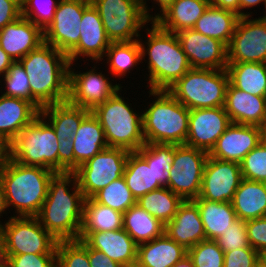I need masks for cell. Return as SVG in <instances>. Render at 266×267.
Listing matches in <instances>:
<instances>
[{
	"instance_id": "cell-38",
	"label": "cell",
	"mask_w": 266,
	"mask_h": 267,
	"mask_svg": "<svg viewBox=\"0 0 266 267\" xmlns=\"http://www.w3.org/2000/svg\"><path fill=\"white\" fill-rule=\"evenodd\" d=\"M183 201L169 188L162 187L141 196L137 200V204L166 225L177 213L178 207Z\"/></svg>"
},
{
	"instance_id": "cell-43",
	"label": "cell",
	"mask_w": 266,
	"mask_h": 267,
	"mask_svg": "<svg viewBox=\"0 0 266 267\" xmlns=\"http://www.w3.org/2000/svg\"><path fill=\"white\" fill-rule=\"evenodd\" d=\"M3 81L2 86L5 88L0 90L1 94L30 101V81L26 71L18 61L0 79V83Z\"/></svg>"
},
{
	"instance_id": "cell-3",
	"label": "cell",
	"mask_w": 266,
	"mask_h": 267,
	"mask_svg": "<svg viewBox=\"0 0 266 267\" xmlns=\"http://www.w3.org/2000/svg\"><path fill=\"white\" fill-rule=\"evenodd\" d=\"M151 24V28L147 26L144 29L146 37L140 35L138 39L142 61L147 63L146 88L168 90L191 69V66L176 33L163 30L155 22ZM143 37L147 39L143 41Z\"/></svg>"
},
{
	"instance_id": "cell-2",
	"label": "cell",
	"mask_w": 266,
	"mask_h": 267,
	"mask_svg": "<svg viewBox=\"0 0 266 267\" xmlns=\"http://www.w3.org/2000/svg\"><path fill=\"white\" fill-rule=\"evenodd\" d=\"M30 81V101L43 107L67 101L68 56L43 42L18 61Z\"/></svg>"
},
{
	"instance_id": "cell-21",
	"label": "cell",
	"mask_w": 266,
	"mask_h": 267,
	"mask_svg": "<svg viewBox=\"0 0 266 267\" xmlns=\"http://www.w3.org/2000/svg\"><path fill=\"white\" fill-rule=\"evenodd\" d=\"M264 139V129L231 123L208 153L209 157L240 163Z\"/></svg>"
},
{
	"instance_id": "cell-34",
	"label": "cell",
	"mask_w": 266,
	"mask_h": 267,
	"mask_svg": "<svg viewBox=\"0 0 266 267\" xmlns=\"http://www.w3.org/2000/svg\"><path fill=\"white\" fill-rule=\"evenodd\" d=\"M229 83L255 96L266 97V63H228Z\"/></svg>"
},
{
	"instance_id": "cell-50",
	"label": "cell",
	"mask_w": 266,
	"mask_h": 267,
	"mask_svg": "<svg viewBox=\"0 0 266 267\" xmlns=\"http://www.w3.org/2000/svg\"><path fill=\"white\" fill-rule=\"evenodd\" d=\"M21 16V6L15 1L0 0V31Z\"/></svg>"
},
{
	"instance_id": "cell-52",
	"label": "cell",
	"mask_w": 266,
	"mask_h": 267,
	"mask_svg": "<svg viewBox=\"0 0 266 267\" xmlns=\"http://www.w3.org/2000/svg\"><path fill=\"white\" fill-rule=\"evenodd\" d=\"M88 258L90 267H124L116 261L110 259L102 251L88 246Z\"/></svg>"
},
{
	"instance_id": "cell-20",
	"label": "cell",
	"mask_w": 266,
	"mask_h": 267,
	"mask_svg": "<svg viewBox=\"0 0 266 267\" xmlns=\"http://www.w3.org/2000/svg\"><path fill=\"white\" fill-rule=\"evenodd\" d=\"M110 44L100 14L90 4L83 12L78 45L67 55L69 62L75 63L82 59L86 63L91 60L92 63L97 62L99 66ZM84 58H87L86 61Z\"/></svg>"
},
{
	"instance_id": "cell-28",
	"label": "cell",
	"mask_w": 266,
	"mask_h": 267,
	"mask_svg": "<svg viewBox=\"0 0 266 267\" xmlns=\"http://www.w3.org/2000/svg\"><path fill=\"white\" fill-rule=\"evenodd\" d=\"M72 141L74 145V171L108 147L104 130L92 112L82 120Z\"/></svg>"
},
{
	"instance_id": "cell-51",
	"label": "cell",
	"mask_w": 266,
	"mask_h": 267,
	"mask_svg": "<svg viewBox=\"0 0 266 267\" xmlns=\"http://www.w3.org/2000/svg\"><path fill=\"white\" fill-rule=\"evenodd\" d=\"M147 1H150V0H142L143 2V9H144V14L146 16V19L152 23V22H155L159 17H161L165 11H167L171 6L172 4L176 1V0H153V6L151 8H149V4H147ZM156 4V5H154ZM158 5V6H157ZM154 6H157L158 8L156 9L158 12H155L154 15H153V7ZM151 10V12H150ZM152 13V14H150Z\"/></svg>"
},
{
	"instance_id": "cell-61",
	"label": "cell",
	"mask_w": 266,
	"mask_h": 267,
	"mask_svg": "<svg viewBox=\"0 0 266 267\" xmlns=\"http://www.w3.org/2000/svg\"><path fill=\"white\" fill-rule=\"evenodd\" d=\"M265 10V11H264ZM263 12L265 13L264 15L260 16L259 18L266 23V2H265V5H264V9H263Z\"/></svg>"
},
{
	"instance_id": "cell-25",
	"label": "cell",
	"mask_w": 266,
	"mask_h": 267,
	"mask_svg": "<svg viewBox=\"0 0 266 267\" xmlns=\"http://www.w3.org/2000/svg\"><path fill=\"white\" fill-rule=\"evenodd\" d=\"M231 123L266 126V97L255 96L241 91L230 83L224 105Z\"/></svg>"
},
{
	"instance_id": "cell-5",
	"label": "cell",
	"mask_w": 266,
	"mask_h": 267,
	"mask_svg": "<svg viewBox=\"0 0 266 267\" xmlns=\"http://www.w3.org/2000/svg\"><path fill=\"white\" fill-rule=\"evenodd\" d=\"M152 102L142 111L145 143L184 145L190 110L167 90H149ZM149 103V104H148Z\"/></svg>"
},
{
	"instance_id": "cell-45",
	"label": "cell",
	"mask_w": 266,
	"mask_h": 267,
	"mask_svg": "<svg viewBox=\"0 0 266 267\" xmlns=\"http://www.w3.org/2000/svg\"><path fill=\"white\" fill-rule=\"evenodd\" d=\"M215 241L224 252L240 248H252L248 242L245 221L241 219L234 221L229 229L224 231L223 235Z\"/></svg>"
},
{
	"instance_id": "cell-30",
	"label": "cell",
	"mask_w": 266,
	"mask_h": 267,
	"mask_svg": "<svg viewBox=\"0 0 266 267\" xmlns=\"http://www.w3.org/2000/svg\"><path fill=\"white\" fill-rule=\"evenodd\" d=\"M90 112L64 101L43 107L40 115L53 127L58 140H68L73 138L82 120Z\"/></svg>"
},
{
	"instance_id": "cell-9",
	"label": "cell",
	"mask_w": 266,
	"mask_h": 267,
	"mask_svg": "<svg viewBox=\"0 0 266 267\" xmlns=\"http://www.w3.org/2000/svg\"><path fill=\"white\" fill-rule=\"evenodd\" d=\"M58 148L55 130L39 115L9 144V158L58 172Z\"/></svg>"
},
{
	"instance_id": "cell-58",
	"label": "cell",
	"mask_w": 266,
	"mask_h": 267,
	"mask_svg": "<svg viewBox=\"0 0 266 267\" xmlns=\"http://www.w3.org/2000/svg\"><path fill=\"white\" fill-rule=\"evenodd\" d=\"M172 267H195L192 259L186 255L182 260L175 263Z\"/></svg>"
},
{
	"instance_id": "cell-10",
	"label": "cell",
	"mask_w": 266,
	"mask_h": 267,
	"mask_svg": "<svg viewBox=\"0 0 266 267\" xmlns=\"http://www.w3.org/2000/svg\"><path fill=\"white\" fill-rule=\"evenodd\" d=\"M100 14L111 42L138 40L140 32L150 24L144 14L142 0H90ZM142 29V30H141Z\"/></svg>"
},
{
	"instance_id": "cell-18",
	"label": "cell",
	"mask_w": 266,
	"mask_h": 267,
	"mask_svg": "<svg viewBox=\"0 0 266 267\" xmlns=\"http://www.w3.org/2000/svg\"><path fill=\"white\" fill-rule=\"evenodd\" d=\"M230 124L224 107L192 109L185 145L209 153Z\"/></svg>"
},
{
	"instance_id": "cell-40",
	"label": "cell",
	"mask_w": 266,
	"mask_h": 267,
	"mask_svg": "<svg viewBox=\"0 0 266 267\" xmlns=\"http://www.w3.org/2000/svg\"><path fill=\"white\" fill-rule=\"evenodd\" d=\"M56 267H90L88 245L80 239L58 241Z\"/></svg>"
},
{
	"instance_id": "cell-24",
	"label": "cell",
	"mask_w": 266,
	"mask_h": 267,
	"mask_svg": "<svg viewBox=\"0 0 266 267\" xmlns=\"http://www.w3.org/2000/svg\"><path fill=\"white\" fill-rule=\"evenodd\" d=\"M165 233L187 250L207 240L199 208L193 200H184L179 205L177 213L165 225Z\"/></svg>"
},
{
	"instance_id": "cell-53",
	"label": "cell",
	"mask_w": 266,
	"mask_h": 267,
	"mask_svg": "<svg viewBox=\"0 0 266 267\" xmlns=\"http://www.w3.org/2000/svg\"><path fill=\"white\" fill-rule=\"evenodd\" d=\"M265 2L266 0H239V17H251L252 12H248L247 10H252L251 8H255L256 6L258 7V5L260 6V4L261 6L263 4L264 7Z\"/></svg>"
},
{
	"instance_id": "cell-57",
	"label": "cell",
	"mask_w": 266,
	"mask_h": 267,
	"mask_svg": "<svg viewBox=\"0 0 266 267\" xmlns=\"http://www.w3.org/2000/svg\"><path fill=\"white\" fill-rule=\"evenodd\" d=\"M8 210L6 199H5V193L3 186L0 182V219L4 216L3 214H6L8 216V213L6 212ZM2 220V221H1ZM0 220V225L3 223V219Z\"/></svg>"
},
{
	"instance_id": "cell-14",
	"label": "cell",
	"mask_w": 266,
	"mask_h": 267,
	"mask_svg": "<svg viewBox=\"0 0 266 267\" xmlns=\"http://www.w3.org/2000/svg\"><path fill=\"white\" fill-rule=\"evenodd\" d=\"M208 152L187 145L175 146V157L168 172V186L183 200L199 197Z\"/></svg>"
},
{
	"instance_id": "cell-56",
	"label": "cell",
	"mask_w": 266,
	"mask_h": 267,
	"mask_svg": "<svg viewBox=\"0 0 266 267\" xmlns=\"http://www.w3.org/2000/svg\"><path fill=\"white\" fill-rule=\"evenodd\" d=\"M8 158H9V144L0 141V178Z\"/></svg>"
},
{
	"instance_id": "cell-47",
	"label": "cell",
	"mask_w": 266,
	"mask_h": 267,
	"mask_svg": "<svg viewBox=\"0 0 266 267\" xmlns=\"http://www.w3.org/2000/svg\"><path fill=\"white\" fill-rule=\"evenodd\" d=\"M223 267H259V253L254 248L224 252Z\"/></svg>"
},
{
	"instance_id": "cell-31",
	"label": "cell",
	"mask_w": 266,
	"mask_h": 267,
	"mask_svg": "<svg viewBox=\"0 0 266 267\" xmlns=\"http://www.w3.org/2000/svg\"><path fill=\"white\" fill-rule=\"evenodd\" d=\"M231 203L237 219L246 221L266 216V183L242 179Z\"/></svg>"
},
{
	"instance_id": "cell-22",
	"label": "cell",
	"mask_w": 266,
	"mask_h": 267,
	"mask_svg": "<svg viewBox=\"0 0 266 267\" xmlns=\"http://www.w3.org/2000/svg\"><path fill=\"white\" fill-rule=\"evenodd\" d=\"M79 239L90 248L102 251L124 267H133L136 264L138 244L123 228L111 231L80 232Z\"/></svg>"
},
{
	"instance_id": "cell-17",
	"label": "cell",
	"mask_w": 266,
	"mask_h": 267,
	"mask_svg": "<svg viewBox=\"0 0 266 267\" xmlns=\"http://www.w3.org/2000/svg\"><path fill=\"white\" fill-rule=\"evenodd\" d=\"M242 179L240 163L208 156L198 198L215 202H232Z\"/></svg>"
},
{
	"instance_id": "cell-37",
	"label": "cell",
	"mask_w": 266,
	"mask_h": 267,
	"mask_svg": "<svg viewBox=\"0 0 266 267\" xmlns=\"http://www.w3.org/2000/svg\"><path fill=\"white\" fill-rule=\"evenodd\" d=\"M123 228V213L97 203L93 198L84 201L81 232L111 231Z\"/></svg>"
},
{
	"instance_id": "cell-16",
	"label": "cell",
	"mask_w": 266,
	"mask_h": 267,
	"mask_svg": "<svg viewBox=\"0 0 266 267\" xmlns=\"http://www.w3.org/2000/svg\"><path fill=\"white\" fill-rule=\"evenodd\" d=\"M240 17L227 46L228 63H266V23L259 17Z\"/></svg>"
},
{
	"instance_id": "cell-54",
	"label": "cell",
	"mask_w": 266,
	"mask_h": 267,
	"mask_svg": "<svg viewBox=\"0 0 266 267\" xmlns=\"http://www.w3.org/2000/svg\"><path fill=\"white\" fill-rule=\"evenodd\" d=\"M211 4L217 8L235 12L239 16V0H211Z\"/></svg>"
},
{
	"instance_id": "cell-41",
	"label": "cell",
	"mask_w": 266,
	"mask_h": 267,
	"mask_svg": "<svg viewBox=\"0 0 266 267\" xmlns=\"http://www.w3.org/2000/svg\"><path fill=\"white\" fill-rule=\"evenodd\" d=\"M242 178L266 183V139L264 138L240 162Z\"/></svg>"
},
{
	"instance_id": "cell-55",
	"label": "cell",
	"mask_w": 266,
	"mask_h": 267,
	"mask_svg": "<svg viewBox=\"0 0 266 267\" xmlns=\"http://www.w3.org/2000/svg\"><path fill=\"white\" fill-rule=\"evenodd\" d=\"M15 61L0 47V78L5 76Z\"/></svg>"
},
{
	"instance_id": "cell-12",
	"label": "cell",
	"mask_w": 266,
	"mask_h": 267,
	"mask_svg": "<svg viewBox=\"0 0 266 267\" xmlns=\"http://www.w3.org/2000/svg\"><path fill=\"white\" fill-rule=\"evenodd\" d=\"M92 69L76 71L79 63H70L68 72V96L67 101L75 106L92 111L96 106L104 103L109 97H112L119 89L123 88L122 84L112 83L108 74L99 70L93 62ZM75 66V67H72ZM97 66V67H96ZM99 70V72H98ZM103 73V74H102ZM111 79V81H110Z\"/></svg>"
},
{
	"instance_id": "cell-59",
	"label": "cell",
	"mask_w": 266,
	"mask_h": 267,
	"mask_svg": "<svg viewBox=\"0 0 266 267\" xmlns=\"http://www.w3.org/2000/svg\"><path fill=\"white\" fill-rule=\"evenodd\" d=\"M6 259L4 252V232L0 225V263Z\"/></svg>"
},
{
	"instance_id": "cell-36",
	"label": "cell",
	"mask_w": 266,
	"mask_h": 267,
	"mask_svg": "<svg viewBox=\"0 0 266 267\" xmlns=\"http://www.w3.org/2000/svg\"><path fill=\"white\" fill-rule=\"evenodd\" d=\"M103 62L109 68L107 70H109L110 77H126L127 73H132L134 68L138 70L136 67L144 63L139 41L111 42L103 56Z\"/></svg>"
},
{
	"instance_id": "cell-44",
	"label": "cell",
	"mask_w": 266,
	"mask_h": 267,
	"mask_svg": "<svg viewBox=\"0 0 266 267\" xmlns=\"http://www.w3.org/2000/svg\"><path fill=\"white\" fill-rule=\"evenodd\" d=\"M195 267H223L224 251L215 240H204L188 249Z\"/></svg>"
},
{
	"instance_id": "cell-26",
	"label": "cell",
	"mask_w": 266,
	"mask_h": 267,
	"mask_svg": "<svg viewBox=\"0 0 266 267\" xmlns=\"http://www.w3.org/2000/svg\"><path fill=\"white\" fill-rule=\"evenodd\" d=\"M40 110L23 98L0 96V141L10 144L27 127Z\"/></svg>"
},
{
	"instance_id": "cell-39",
	"label": "cell",
	"mask_w": 266,
	"mask_h": 267,
	"mask_svg": "<svg viewBox=\"0 0 266 267\" xmlns=\"http://www.w3.org/2000/svg\"><path fill=\"white\" fill-rule=\"evenodd\" d=\"M97 203L111 207L121 213H125L130 207L137 203L132 192L126 185L123 176L113 180L92 197Z\"/></svg>"
},
{
	"instance_id": "cell-63",
	"label": "cell",
	"mask_w": 266,
	"mask_h": 267,
	"mask_svg": "<svg viewBox=\"0 0 266 267\" xmlns=\"http://www.w3.org/2000/svg\"><path fill=\"white\" fill-rule=\"evenodd\" d=\"M15 1L19 6H23V4L27 1V0H13Z\"/></svg>"
},
{
	"instance_id": "cell-35",
	"label": "cell",
	"mask_w": 266,
	"mask_h": 267,
	"mask_svg": "<svg viewBox=\"0 0 266 267\" xmlns=\"http://www.w3.org/2000/svg\"><path fill=\"white\" fill-rule=\"evenodd\" d=\"M123 229L137 244L151 241L165 233V225L137 203L123 213Z\"/></svg>"
},
{
	"instance_id": "cell-49",
	"label": "cell",
	"mask_w": 266,
	"mask_h": 267,
	"mask_svg": "<svg viewBox=\"0 0 266 267\" xmlns=\"http://www.w3.org/2000/svg\"><path fill=\"white\" fill-rule=\"evenodd\" d=\"M58 172H74L73 141L58 140Z\"/></svg>"
},
{
	"instance_id": "cell-29",
	"label": "cell",
	"mask_w": 266,
	"mask_h": 267,
	"mask_svg": "<svg viewBox=\"0 0 266 267\" xmlns=\"http://www.w3.org/2000/svg\"><path fill=\"white\" fill-rule=\"evenodd\" d=\"M210 4L211 0H176L155 23L172 33L193 29Z\"/></svg>"
},
{
	"instance_id": "cell-62",
	"label": "cell",
	"mask_w": 266,
	"mask_h": 267,
	"mask_svg": "<svg viewBox=\"0 0 266 267\" xmlns=\"http://www.w3.org/2000/svg\"><path fill=\"white\" fill-rule=\"evenodd\" d=\"M0 267H11L8 261L5 259L0 263Z\"/></svg>"
},
{
	"instance_id": "cell-27",
	"label": "cell",
	"mask_w": 266,
	"mask_h": 267,
	"mask_svg": "<svg viewBox=\"0 0 266 267\" xmlns=\"http://www.w3.org/2000/svg\"><path fill=\"white\" fill-rule=\"evenodd\" d=\"M188 255V250L166 233L138 244L136 267H172Z\"/></svg>"
},
{
	"instance_id": "cell-23",
	"label": "cell",
	"mask_w": 266,
	"mask_h": 267,
	"mask_svg": "<svg viewBox=\"0 0 266 267\" xmlns=\"http://www.w3.org/2000/svg\"><path fill=\"white\" fill-rule=\"evenodd\" d=\"M44 42V31L32 21L19 17L0 31V47L15 61Z\"/></svg>"
},
{
	"instance_id": "cell-7",
	"label": "cell",
	"mask_w": 266,
	"mask_h": 267,
	"mask_svg": "<svg viewBox=\"0 0 266 267\" xmlns=\"http://www.w3.org/2000/svg\"><path fill=\"white\" fill-rule=\"evenodd\" d=\"M122 91V88L119 89L91 112L104 130L108 147L123 148L129 152L138 151L145 144L143 109L137 112L136 107L133 108L132 103L128 102L130 99L122 97Z\"/></svg>"
},
{
	"instance_id": "cell-11",
	"label": "cell",
	"mask_w": 266,
	"mask_h": 267,
	"mask_svg": "<svg viewBox=\"0 0 266 267\" xmlns=\"http://www.w3.org/2000/svg\"><path fill=\"white\" fill-rule=\"evenodd\" d=\"M2 223L5 255L56 254L58 240L37 217L10 216Z\"/></svg>"
},
{
	"instance_id": "cell-8",
	"label": "cell",
	"mask_w": 266,
	"mask_h": 267,
	"mask_svg": "<svg viewBox=\"0 0 266 267\" xmlns=\"http://www.w3.org/2000/svg\"><path fill=\"white\" fill-rule=\"evenodd\" d=\"M228 85L226 69L191 68L167 91L189 110L224 107Z\"/></svg>"
},
{
	"instance_id": "cell-1",
	"label": "cell",
	"mask_w": 266,
	"mask_h": 267,
	"mask_svg": "<svg viewBox=\"0 0 266 267\" xmlns=\"http://www.w3.org/2000/svg\"><path fill=\"white\" fill-rule=\"evenodd\" d=\"M85 197L75 172H55L47 197L36 216L58 241L78 240L83 223Z\"/></svg>"
},
{
	"instance_id": "cell-46",
	"label": "cell",
	"mask_w": 266,
	"mask_h": 267,
	"mask_svg": "<svg viewBox=\"0 0 266 267\" xmlns=\"http://www.w3.org/2000/svg\"><path fill=\"white\" fill-rule=\"evenodd\" d=\"M11 267H56V254L5 255Z\"/></svg>"
},
{
	"instance_id": "cell-19",
	"label": "cell",
	"mask_w": 266,
	"mask_h": 267,
	"mask_svg": "<svg viewBox=\"0 0 266 267\" xmlns=\"http://www.w3.org/2000/svg\"><path fill=\"white\" fill-rule=\"evenodd\" d=\"M191 68L226 69L228 65L227 46L214 38L194 29L176 33Z\"/></svg>"
},
{
	"instance_id": "cell-64",
	"label": "cell",
	"mask_w": 266,
	"mask_h": 267,
	"mask_svg": "<svg viewBox=\"0 0 266 267\" xmlns=\"http://www.w3.org/2000/svg\"><path fill=\"white\" fill-rule=\"evenodd\" d=\"M264 138L266 139V126L264 128Z\"/></svg>"
},
{
	"instance_id": "cell-42",
	"label": "cell",
	"mask_w": 266,
	"mask_h": 267,
	"mask_svg": "<svg viewBox=\"0 0 266 267\" xmlns=\"http://www.w3.org/2000/svg\"><path fill=\"white\" fill-rule=\"evenodd\" d=\"M60 0H27L21 7V15L43 31L52 22Z\"/></svg>"
},
{
	"instance_id": "cell-13",
	"label": "cell",
	"mask_w": 266,
	"mask_h": 267,
	"mask_svg": "<svg viewBox=\"0 0 266 267\" xmlns=\"http://www.w3.org/2000/svg\"><path fill=\"white\" fill-rule=\"evenodd\" d=\"M128 154L123 148L107 147L74 171L85 199L123 176Z\"/></svg>"
},
{
	"instance_id": "cell-4",
	"label": "cell",
	"mask_w": 266,
	"mask_h": 267,
	"mask_svg": "<svg viewBox=\"0 0 266 267\" xmlns=\"http://www.w3.org/2000/svg\"><path fill=\"white\" fill-rule=\"evenodd\" d=\"M54 173L47 168L23 165L8 158L0 178L8 213L14 209L11 216L36 217L47 197Z\"/></svg>"
},
{
	"instance_id": "cell-32",
	"label": "cell",
	"mask_w": 266,
	"mask_h": 267,
	"mask_svg": "<svg viewBox=\"0 0 266 267\" xmlns=\"http://www.w3.org/2000/svg\"><path fill=\"white\" fill-rule=\"evenodd\" d=\"M207 240H216L237 220L236 212L231 202H215L195 198Z\"/></svg>"
},
{
	"instance_id": "cell-33",
	"label": "cell",
	"mask_w": 266,
	"mask_h": 267,
	"mask_svg": "<svg viewBox=\"0 0 266 267\" xmlns=\"http://www.w3.org/2000/svg\"><path fill=\"white\" fill-rule=\"evenodd\" d=\"M239 18L235 12L210 4L193 29L228 46Z\"/></svg>"
},
{
	"instance_id": "cell-48",
	"label": "cell",
	"mask_w": 266,
	"mask_h": 267,
	"mask_svg": "<svg viewBox=\"0 0 266 267\" xmlns=\"http://www.w3.org/2000/svg\"><path fill=\"white\" fill-rule=\"evenodd\" d=\"M249 245L258 253L266 249V216L245 221Z\"/></svg>"
},
{
	"instance_id": "cell-6",
	"label": "cell",
	"mask_w": 266,
	"mask_h": 267,
	"mask_svg": "<svg viewBox=\"0 0 266 267\" xmlns=\"http://www.w3.org/2000/svg\"><path fill=\"white\" fill-rule=\"evenodd\" d=\"M175 144L145 143L129 152L123 178L136 200L168 186V172L175 157Z\"/></svg>"
},
{
	"instance_id": "cell-60",
	"label": "cell",
	"mask_w": 266,
	"mask_h": 267,
	"mask_svg": "<svg viewBox=\"0 0 266 267\" xmlns=\"http://www.w3.org/2000/svg\"><path fill=\"white\" fill-rule=\"evenodd\" d=\"M259 267H266V249L259 253Z\"/></svg>"
},
{
	"instance_id": "cell-15",
	"label": "cell",
	"mask_w": 266,
	"mask_h": 267,
	"mask_svg": "<svg viewBox=\"0 0 266 267\" xmlns=\"http://www.w3.org/2000/svg\"><path fill=\"white\" fill-rule=\"evenodd\" d=\"M90 4V0H60L44 30V42L68 55L78 45L83 12Z\"/></svg>"
}]
</instances>
